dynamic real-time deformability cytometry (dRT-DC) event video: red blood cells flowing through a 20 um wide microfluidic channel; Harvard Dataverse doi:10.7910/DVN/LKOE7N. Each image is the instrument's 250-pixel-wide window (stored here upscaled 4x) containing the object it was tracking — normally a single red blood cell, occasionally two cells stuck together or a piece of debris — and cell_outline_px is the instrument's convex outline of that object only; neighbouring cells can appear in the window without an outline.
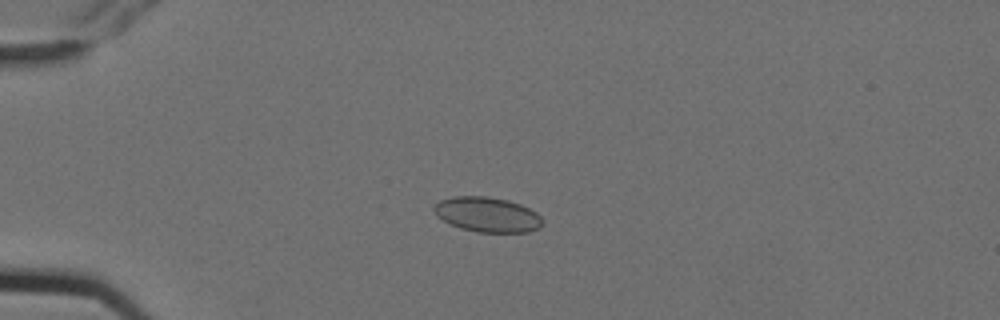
{"species": "Egyptian fruit bat (a non-hibernating species)", "species_latin": "Rousettus aegyptiacus", "temperature_condition": "cold", "stored_images_in_passage": 4, "camera_frame_rate_fps": 3000, "um_per_image_px": 0.085, "animal": {"sex": "female"}, "frame": {"image": 1, "passage_image": 3, "time_ms": 0.667, "image_size_px": [1000, 320], "cell_outline_px": [[540, 224], [536, 228], [528, 232], [476, 232], [460, 228], [436, 216], [432, 208], [440, 200], [456, 196], [488, 196], [508, 200], [520, 204], [536, 212], [540, 216]], "centroid_in_image_um": [41.38, 18.23], "position_along_channel_um": 43.6, "area_um2": 21.85}}